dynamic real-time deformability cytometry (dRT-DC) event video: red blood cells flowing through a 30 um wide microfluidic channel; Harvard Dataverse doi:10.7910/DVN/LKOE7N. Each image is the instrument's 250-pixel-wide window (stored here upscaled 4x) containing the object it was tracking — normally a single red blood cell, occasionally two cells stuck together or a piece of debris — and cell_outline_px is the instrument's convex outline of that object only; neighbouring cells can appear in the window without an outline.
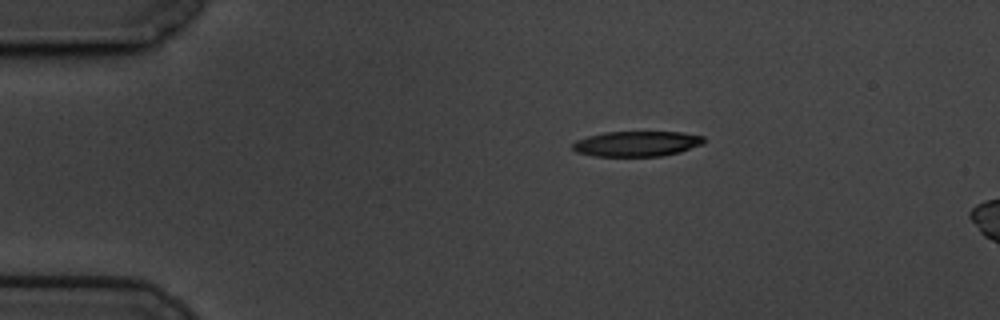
{"species": "common noctule bat (a hibernating species)", "species_latin": "Nyctalus noctula", "temperature_condition": "cold", "stored_images_in_passage": 8, "camera_frame_rate_fps": 3000, "um_per_image_px": 0.085, "animal": {"sex": "male", "body_mass_g": 19.5, "forearm_length_mm": 54.6}, "frame": {"image": 1, "passage_image": 1, "time_ms": 0.0, "image_size_px": [1000, 320], "cell_outline_px": [[704, 144], [680, 152], [660, 156], [596, 156], [576, 152], [572, 148], [572, 144], [576, 140], [588, 136], [604, 132], [680, 132], [704, 136]], "centroid_in_image_um": [54.13, 12.22], "position_along_channel_um": 30.9, "area_um2": 19.36}}